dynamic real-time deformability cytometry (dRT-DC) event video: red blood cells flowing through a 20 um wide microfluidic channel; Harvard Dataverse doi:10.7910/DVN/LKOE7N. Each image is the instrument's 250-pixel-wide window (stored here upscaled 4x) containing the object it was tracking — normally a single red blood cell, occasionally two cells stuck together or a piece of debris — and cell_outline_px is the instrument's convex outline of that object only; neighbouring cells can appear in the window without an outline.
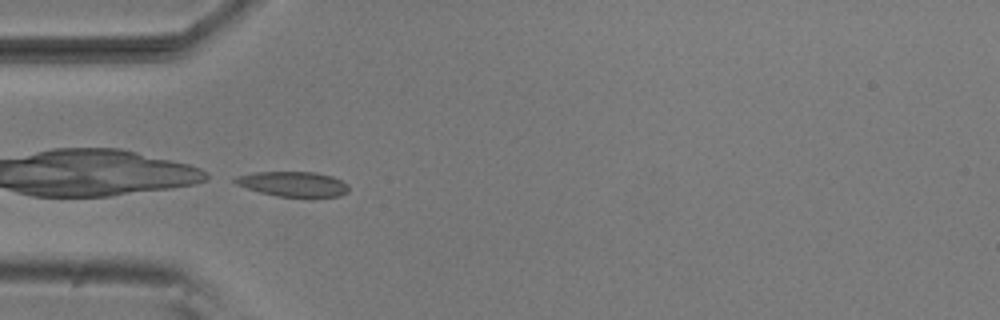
{"species": "common noctule bat (a hibernating species)", "species_latin": "Nyctalus noctula", "temperature_condition": "room temperature", "stored_images_in_passage": 4, "camera_frame_rate_fps": 3000, "um_per_image_px": 0.085, "animal": {"sex": "male", "body_mass_g": 20.5, "forearm_length_mm": 52.5}, "frame": {"image": 1, "passage_image": 3, "time_ms": 0.667, "image_size_px": [1000, 320], "cell_outline_px": [[348, 192], [340, 196], [312, 200], [276, 196], [260, 192], [236, 184], [232, 180], [236, 176], [256, 172], [316, 172], [332, 176], [348, 184]], "centroid_in_image_um": [24.99, 15.69], "position_along_channel_um": 60.0, "area_um2": 17.28}}
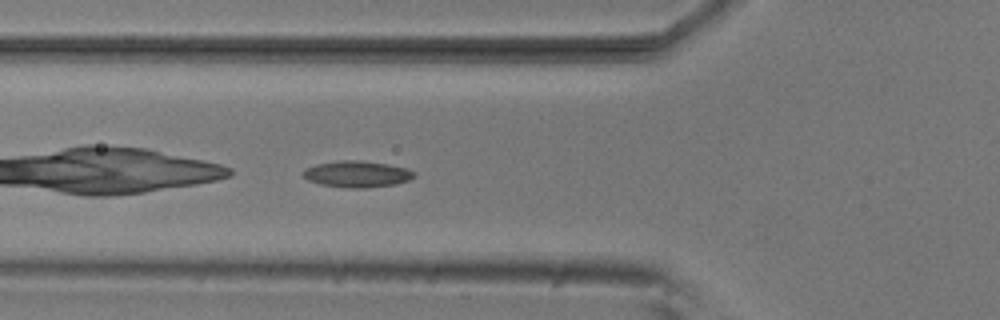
{"frame": {"image": 2, "passage_image": 4, "time_ms": 1.0, "image_size_px": [1000, 320], "cell_outline_px": [[416, 176], [408, 180], [396, 184], [368, 188], [348, 188], [320, 184], [308, 180], [304, 176], [304, 168], [316, 164], [340, 160], [360, 160], [388, 164], [408, 168], [416, 172]], "centroid_in_image_um": [30.38, 14.79], "position_along_channel_um": 95.4, "area_um2": 17.22}}